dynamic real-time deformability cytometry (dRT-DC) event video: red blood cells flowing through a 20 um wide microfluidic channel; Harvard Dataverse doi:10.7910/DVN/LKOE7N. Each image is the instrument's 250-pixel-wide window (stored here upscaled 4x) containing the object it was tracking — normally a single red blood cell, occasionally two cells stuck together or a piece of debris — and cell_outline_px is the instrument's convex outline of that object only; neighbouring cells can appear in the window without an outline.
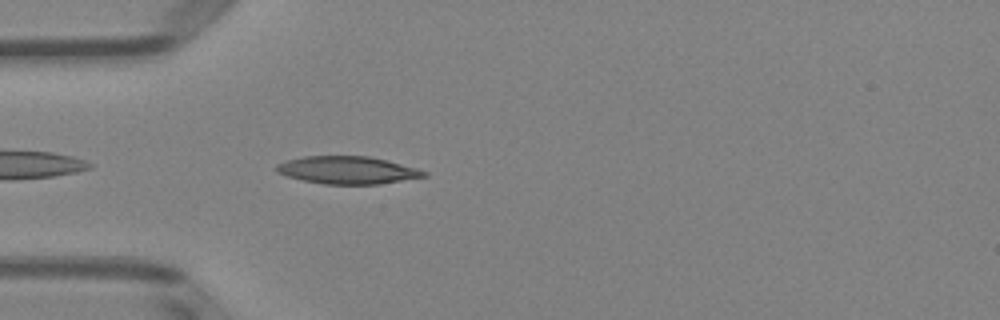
{"species": "Egyptian fruit bat (a non-hibernating species)", "species_latin": "Rousettus aegyptiacus", "temperature_condition": "room temperature", "stored_images_in_passage": 5, "camera_frame_rate_fps": 3000, "um_per_image_px": 0.085, "animal": {"sex": "female"}, "frame": {"image": 1, "passage_image": 5, "time_ms": 4.667, "image_size_px": [1000, 320], "cell_outline_px": [[428, 176], [380, 184], [324, 184], [304, 180], [288, 176], [276, 172], [276, 164], [284, 160], [304, 156], [368, 156], [388, 160], [416, 168], [428, 172]], "centroid_in_image_um": [29.54, 14.45], "position_along_channel_um": 55.5, "area_um2": 23.76}}